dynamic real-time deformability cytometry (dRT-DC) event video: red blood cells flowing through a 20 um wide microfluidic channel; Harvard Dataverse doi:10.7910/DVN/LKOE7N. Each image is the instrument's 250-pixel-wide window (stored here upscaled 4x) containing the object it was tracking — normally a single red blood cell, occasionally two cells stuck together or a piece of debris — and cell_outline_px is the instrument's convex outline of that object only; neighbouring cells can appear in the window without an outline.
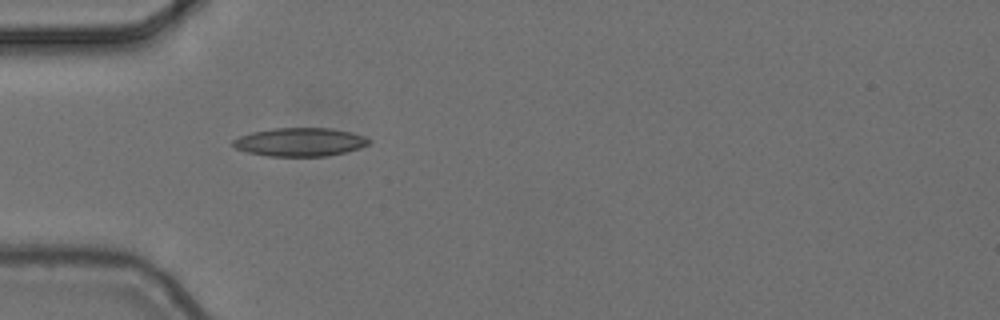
{"species": "common noctule bat (a hibernating species)", "species_latin": "Nyctalus noctula", "temperature_condition": "cold", "stored_images_in_passage": 5, "camera_frame_rate_fps": 3000, "um_per_image_px": 0.085, "animal": {"sex": "female", "body_mass_g": 24.6, "forearm_length_mm": 56.2}, "frame": {"image": 1, "passage_image": 5, "time_ms": 1.333, "image_size_px": [1000, 320], "cell_outline_px": [[372, 140], [368, 144], [360, 148], [328, 156], [268, 156], [248, 152], [236, 148], [232, 144], [232, 140], [240, 136], [252, 132], [272, 128], [332, 128], [352, 132], [364, 136]], "centroid_in_image_um": [25.51, 12.06], "position_along_channel_um": 59.5, "area_um2": 22.54}}